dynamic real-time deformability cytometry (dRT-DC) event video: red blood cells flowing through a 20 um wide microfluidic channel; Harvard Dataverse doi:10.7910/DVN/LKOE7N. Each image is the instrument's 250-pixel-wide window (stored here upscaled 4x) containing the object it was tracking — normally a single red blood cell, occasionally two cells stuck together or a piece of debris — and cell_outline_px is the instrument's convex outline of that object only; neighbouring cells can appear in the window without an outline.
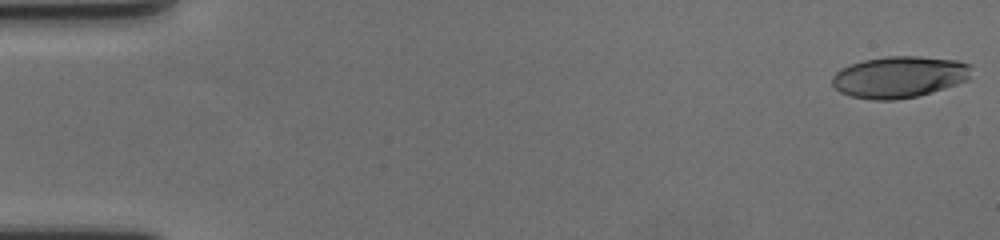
{"species": "human", "species_latin": "Homo sapiens", "temperature_condition": "cold", "stored_images_in_passage": 59, "camera_frame_rate_fps": 3000, "um_per_image_px": 0.085, "donor": {"sex": "female"}, "frame": {"image": 1, "passage_image": 1, "time_ms": 0.0, "image_size_px": [1000, 240], "cell_outline_px": [[972, 68], [968, 80], [920, 96], [896, 100], [872, 100], [852, 96], [840, 92], [832, 84], [832, 76], [840, 68], [864, 60], [884, 56], [920, 56], [956, 60], [972, 64]], "centroid_in_image_um": [76.45, 6.54], "position_along_channel_um": 8.5, "area_um2": 33.93}}
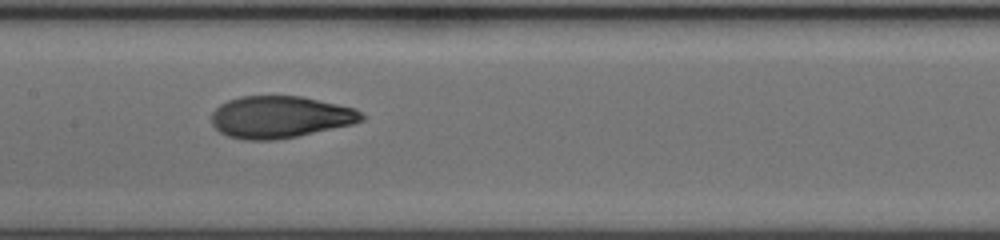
{"frame": {"image": 2, "passage_image": 30, "time_ms": 9.667, "image_size_px": [1000, 240], "cell_outline_px": [[364, 120], [352, 124], [296, 136], [276, 140], [244, 140], [228, 136], [220, 132], [212, 124], [212, 112], [220, 104], [228, 100], [240, 96], [300, 96], [356, 108], [364, 116]], "centroid_in_image_um": [23.79, 9.94], "position_along_channel_um": 183.6, "area_um2": 36.59}}
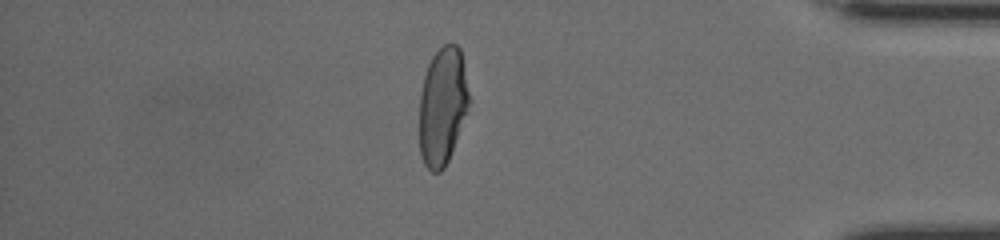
{"frame": {"image": 3, "passage_image": 51, "time_ms": 16.667, "image_size_px": [1000, 240], "cell_outline_px": [[472, 100], [448, 160], [444, 168], [440, 172], [432, 172], [424, 164], [420, 156], [420, 92], [424, 76], [428, 64], [432, 56], [444, 44], [452, 40], [460, 48]], "centroid_in_image_um": [37.64, 8.98], "position_along_channel_um": 397.6, "area_um2": 34.56}, "authors_computed_cell_mechanics": {"area_um2": 36.0094, "velocity_mm_per_s": 3.5332, "shape_relaxation_time_tau1_ms": 5.4864, "shape_relaxation_time_tau2_ms": 1.3148, "deformation_change_tau1": 0.2314, "deformation_change_tau2": 0.0673}}